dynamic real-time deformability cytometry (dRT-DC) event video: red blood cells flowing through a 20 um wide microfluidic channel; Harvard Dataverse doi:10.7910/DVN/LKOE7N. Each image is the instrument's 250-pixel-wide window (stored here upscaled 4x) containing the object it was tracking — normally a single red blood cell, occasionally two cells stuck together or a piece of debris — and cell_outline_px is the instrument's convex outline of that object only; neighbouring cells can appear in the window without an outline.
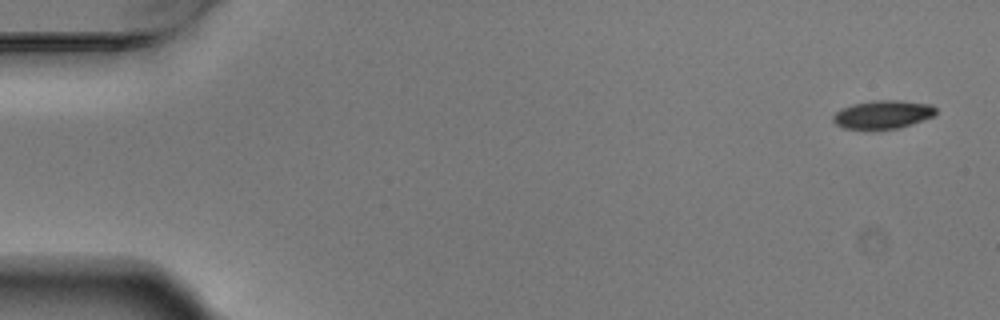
{"species": "Egyptian fruit bat (a non-hibernating species)", "species_latin": "Rousettus aegyptiacus", "temperature_condition": "warm", "stored_images_in_passage": 6, "camera_frame_rate_fps": 3000, "um_per_image_px": 0.085, "animal": {"sex": "male"}, "frame": {"image": 1, "passage_image": 1, "time_ms": 0.0, "image_size_px": [1000, 320], "cell_outline_px": [[936, 112], [932, 116], [896, 128], [844, 128], [836, 124], [832, 120], [832, 116], [840, 108], [852, 104], [872, 100], [900, 100], [932, 104], [936, 108]], "centroid_in_image_um": [75.0, 9.69], "position_along_channel_um": 10.0, "area_um2": 16.65}}
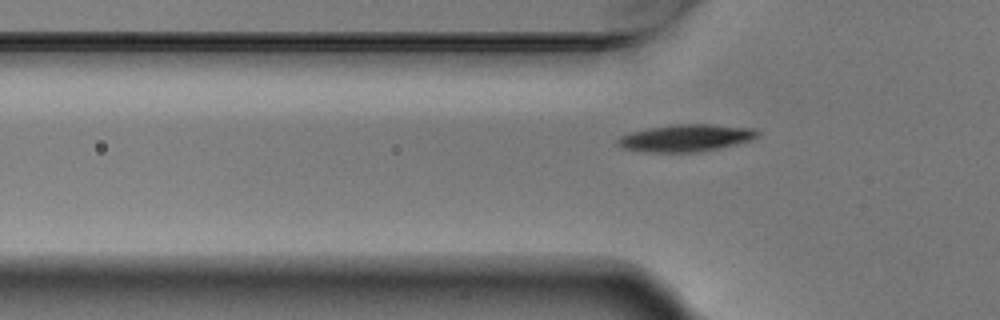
{"frame": {"image": 2, "passage_image": 6, "time_ms": 1.667, "image_size_px": [1000, 320], "cell_outline_px": [[760, 132], [752, 140], [736, 144], [700, 152], [648, 152], [624, 148], [616, 144], [616, 140], [620, 136], [632, 132], [648, 128], [672, 124], [712, 124], [756, 128]], "centroid_in_image_um": [58.32, 11.72], "position_along_channel_um": 67.5, "area_um2": 22.2}}